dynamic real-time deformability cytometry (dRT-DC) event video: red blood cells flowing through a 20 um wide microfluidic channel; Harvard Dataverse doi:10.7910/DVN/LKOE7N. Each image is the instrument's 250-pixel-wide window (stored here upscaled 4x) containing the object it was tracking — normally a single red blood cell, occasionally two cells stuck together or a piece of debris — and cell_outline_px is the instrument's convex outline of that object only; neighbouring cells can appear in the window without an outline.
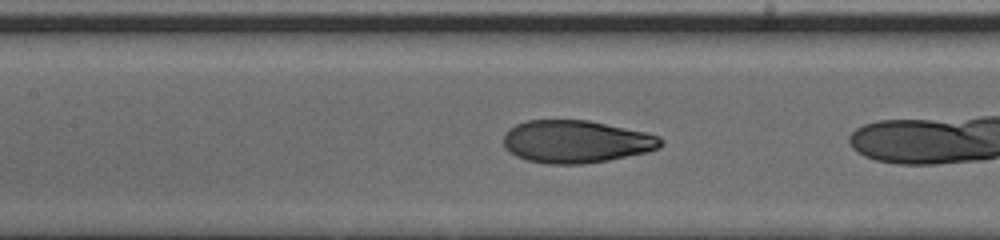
{"species": "human", "species_latin": "Homo sapiens", "temperature_condition": "cold", "stored_images_in_passage": 28, "camera_frame_rate_fps": 3000, "um_per_image_px": 0.085, "donor": {"sex": "male"}, "frame": {"image": 1, "passage_image": 27, "time_ms": 8.667, "image_size_px": [1000, 240], "cell_outline_px": [[664, 144], [660, 148], [648, 152], [608, 160], [584, 164], [548, 164], [528, 160], [516, 156], [504, 148], [504, 132], [508, 128], [516, 124], [528, 120], [588, 120], [644, 132], [660, 136], [664, 140]], "centroid_in_image_um": [48.97, 12.04], "position_along_channel_um": 158.4, "area_um2": 39.25}}